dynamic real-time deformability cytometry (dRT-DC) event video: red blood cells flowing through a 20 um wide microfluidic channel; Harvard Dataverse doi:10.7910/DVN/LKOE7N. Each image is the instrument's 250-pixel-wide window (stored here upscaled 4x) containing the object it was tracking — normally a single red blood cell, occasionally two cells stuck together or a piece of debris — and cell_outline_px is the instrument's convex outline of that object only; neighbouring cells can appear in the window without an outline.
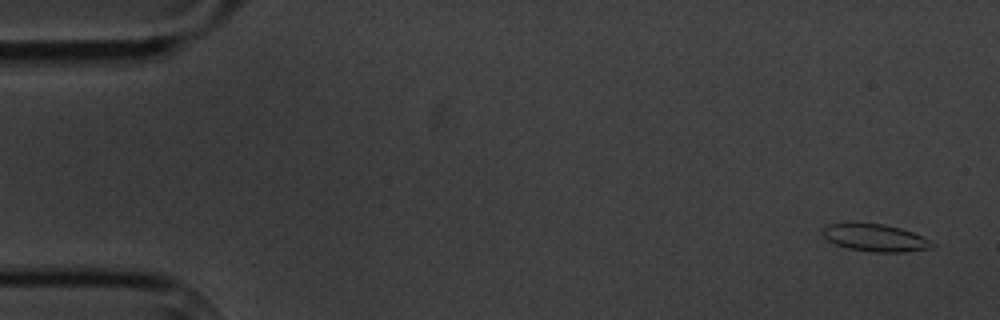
{"species": "common noctule bat (a hibernating species)", "species_latin": "Nyctalus noctula", "temperature_condition": "cold", "stored_images_in_passage": 5, "camera_frame_rate_fps": 3000, "um_per_image_px": 0.085, "animal": {"sex": "male", "body_mass_g": 20.1, "forearm_length_mm": 53.5}, "frame": {"image": 1, "passage_image": 1, "time_ms": 0.0, "image_size_px": [1000, 320], "cell_outline_px": [[936, 244], [932, 248], [904, 252], [868, 252], [848, 248], [836, 244], [828, 240], [820, 232], [828, 224], [852, 220], [884, 224], [900, 228], [912, 232]], "centroid_in_image_um": [74.32, 20.17], "position_along_channel_um": 10.7, "area_um2": 17.98}}